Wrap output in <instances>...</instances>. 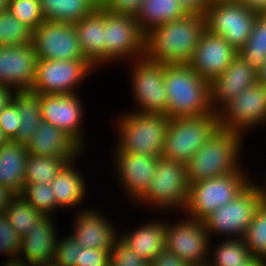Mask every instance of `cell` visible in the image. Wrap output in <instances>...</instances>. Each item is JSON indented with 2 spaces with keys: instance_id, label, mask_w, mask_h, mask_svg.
Instances as JSON below:
<instances>
[{
  "instance_id": "1",
  "label": "cell",
  "mask_w": 266,
  "mask_h": 266,
  "mask_svg": "<svg viewBox=\"0 0 266 266\" xmlns=\"http://www.w3.org/2000/svg\"><path fill=\"white\" fill-rule=\"evenodd\" d=\"M205 30V16L197 13L158 25L146 33L144 56L164 65L188 64Z\"/></svg>"
},
{
  "instance_id": "2",
  "label": "cell",
  "mask_w": 266,
  "mask_h": 266,
  "mask_svg": "<svg viewBox=\"0 0 266 266\" xmlns=\"http://www.w3.org/2000/svg\"><path fill=\"white\" fill-rule=\"evenodd\" d=\"M164 83L170 119L205 116L214 112L210 83L188 64L166 65Z\"/></svg>"
},
{
  "instance_id": "3",
  "label": "cell",
  "mask_w": 266,
  "mask_h": 266,
  "mask_svg": "<svg viewBox=\"0 0 266 266\" xmlns=\"http://www.w3.org/2000/svg\"><path fill=\"white\" fill-rule=\"evenodd\" d=\"M241 135L219 127L186 163L189 185L241 170L237 166Z\"/></svg>"
},
{
  "instance_id": "4",
  "label": "cell",
  "mask_w": 266,
  "mask_h": 266,
  "mask_svg": "<svg viewBox=\"0 0 266 266\" xmlns=\"http://www.w3.org/2000/svg\"><path fill=\"white\" fill-rule=\"evenodd\" d=\"M220 127L218 113L169 120L162 157L187 163Z\"/></svg>"
},
{
  "instance_id": "5",
  "label": "cell",
  "mask_w": 266,
  "mask_h": 266,
  "mask_svg": "<svg viewBox=\"0 0 266 266\" xmlns=\"http://www.w3.org/2000/svg\"><path fill=\"white\" fill-rule=\"evenodd\" d=\"M133 114V115H132ZM170 117L167 114L133 112L120 120L121 139L118 151L162 157L166 130Z\"/></svg>"
},
{
  "instance_id": "6",
  "label": "cell",
  "mask_w": 266,
  "mask_h": 266,
  "mask_svg": "<svg viewBox=\"0 0 266 266\" xmlns=\"http://www.w3.org/2000/svg\"><path fill=\"white\" fill-rule=\"evenodd\" d=\"M242 173L239 170L235 174H227L190 184L185 210L188 211L191 218L204 221L218 208L241 194L250 185L248 178Z\"/></svg>"
},
{
  "instance_id": "7",
  "label": "cell",
  "mask_w": 266,
  "mask_h": 266,
  "mask_svg": "<svg viewBox=\"0 0 266 266\" xmlns=\"http://www.w3.org/2000/svg\"><path fill=\"white\" fill-rule=\"evenodd\" d=\"M186 163L159 157L154 176L146 194L140 202L149 201L155 206L170 207L187 206L189 194Z\"/></svg>"
},
{
  "instance_id": "8",
  "label": "cell",
  "mask_w": 266,
  "mask_h": 266,
  "mask_svg": "<svg viewBox=\"0 0 266 266\" xmlns=\"http://www.w3.org/2000/svg\"><path fill=\"white\" fill-rule=\"evenodd\" d=\"M32 44L39 60H87L74 23L45 20L32 31Z\"/></svg>"
},
{
  "instance_id": "9",
  "label": "cell",
  "mask_w": 266,
  "mask_h": 266,
  "mask_svg": "<svg viewBox=\"0 0 266 266\" xmlns=\"http://www.w3.org/2000/svg\"><path fill=\"white\" fill-rule=\"evenodd\" d=\"M206 29L239 51L250 36L257 14L240 3L212 4L204 14Z\"/></svg>"
},
{
  "instance_id": "10",
  "label": "cell",
  "mask_w": 266,
  "mask_h": 266,
  "mask_svg": "<svg viewBox=\"0 0 266 266\" xmlns=\"http://www.w3.org/2000/svg\"><path fill=\"white\" fill-rule=\"evenodd\" d=\"M263 202L250 184L235 199L218 208L204 220L208 235L216 231L218 234L222 232L221 234L236 235L235 239L243 238L255 212Z\"/></svg>"
},
{
  "instance_id": "11",
  "label": "cell",
  "mask_w": 266,
  "mask_h": 266,
  "mask_svg": "<svg viewBox=\"0 0 266 266\" xmlns=\"http://www.w3.org/2000/svg\"><path fill=\"white\" fill-rule=\"evenodd\" d=\"M88 60H39L33 89L35 94H74L75 85L90 72ZM74 87V88H73Z\"/></svg>"
},
{
  "instance_id": "12",
  "label": "cell",
  "mask_w": 266,
  "mask_h": 266,
  "mask_svg": "<svg viewBox=\"0 0 266 266\" xmlns=\"http://www.w3.org/2000/svg\"><path fill=\"white\" fill-rule=\"evenodd\" d=\"M105 61L144 56L146 33L136 17L115 15L104 10Z\"/></svg>"
},
{
  "instance_id": "13",
  "label": "cell",
  "mask_w": 266,
  "mask_h": 266,
  "mask_svg": "<svg viewBox=\"0 0 266 266\" xmlns=\"http://www.w3.org/2000/svg\"><path fill=\"white\" fill-rule=\"evenodd\" d=\"M220 110V127L239 134L247 127L266 122V85L256 82Z\"/></svg>"
},
{
  "instance_id": "14",
  "label": "cell",
  "mask_w": 266,
  "mask_h": 266,
  "mask_svg": "<svg viewBox=\"0 0 266 266\" xmlns=\"http://www.w3.org/2000/svg\"><path fill=\"white\" fill-rule=\"evenodd\" d=\"M133 70V90L144 114H167V96L164 73L166 65L153 62L145 56L138 59Z\"/></svg>"
},
{
  "instance_id": "15",
  "label": "cell",
  "mask_w": 266,
  "mask_h": 266,
  "mask_svg": "<svg viewBox=\"0 0 266 266\" xmlns=\"http://www.w3.org/2000/svg\"><path fill=\"white\" fill-rule=\"evenodd\" d=\"M208 237L205 222L198 219L190 218L172 226L165 224L166 249L191 266L208 262Z\"/></svg>"
},
{
  "instance_id": "16",
  "label": "cell",
  "mask_w": 266,
  "mask_h": 266,
  "mask_svg": "<svg viewBox=\"0 0 266 266\" xmlns=\"http://www.w3.org/2000/svg\"><path fill=\"white\" fill-rule=\"evenodd\" d=\"M37 61L32 43L0 46V85L15 87L17 92L32 91Z\"/></svg>"
},
{
  "instance_id": "17",
  "label": "cell",
  "mask_w": 266,
  "mask_h": 266,
  "mask_svg": "<svg viewBox=\"0 0 266 266\" xmlns=\"http://www.w3.org/2000/svg\"><path fill=\"white\" fill-rule=\"evenodd\" d=\"M237 54L224 38L206 29L188 65L210 83L226 70Z\"/></svg>"
},
{
  "instance_id": "18",
  "label": "cell",
  "mask_w": 266,
  "mask_h": 266,
  "mask_svg": "<svg viewBox=\"0 0 266 266\" xmlns=\"http://www.w3.org/2000/svg\"><path fill=\"white\" fill-rule=\"evenodd\" d=\"M78 99L75 93L39 94L42 120L65 131L83 148L80 134L83 112Z\"/></svg>"
},
{
  "instance_id": "19",
  "label": "cell",
  "mask_w": 266,
  "mask_h": 266,
  "mask_svg": "<svg viewBox=\"0 0 266 266\" xmlns=\"http://www.w3.org/2000/svg\"><path fill=\"white\" fill-rule=\"evenodd\" d=\"M256 82H258V71L246 64L237 54L226 70L210 82L213 111L218 113L220 110L219 106L218 108L215 107L217 106L216 103L218 104L220 101L225 106L238 94L250 88Z\"/></svg>"
},
{
  "instance_id": "20",
  "label": "cell",
  "mask_w": 266,
  "mask_h": 266,
  "mask_svg": "<svg viewBox=\"0 0 266 266\" xmlns=\"http://www.w3.org/2000/svg\"><path fill=\"white\" fill-rule=\"evenodd\" d=\"M116 151L115 162L120 179L130 195L139 201L148 190L159 157Z\"/></svg>"
},
{
  "instance_id": "21",
  "label": "cell",
  "mask_w": 266,
  "mask_h": 266,
  "mask_svg": "<svg viewBox=\"0 0 266 266\" xmlns=\"http://www.w3.org/2000/svg\"><path fill=\"white\" fill-rule=\"evenodd\" d=\"M34 135L26 144L27 152L32 155L64 158L68 162L75 160L82 147L65 131L42 120Z\"/></svg>"
},
{
  "instance_id": "22",
  "label": "cell",
  "mask_w": 266,
  "mask_h": 266,
  "mask_svg": "<svg viewBox=\"0 0 266 266\" xmlns=\"http://www.w3.org/2000/svg\"><path fill=\"white\" fill-rule=\"evenodd\" d=\"M50 217L43 215L36 226L31 227L27 234L21 237L20 253L26 257L29 266L52 263L54 259L57 236Z\"/></svg>"
},
{
  "instance_id": "23",
  "label": "cell",
  "mask_w": 266,
  "mask_h": 266,
  "mask_svg": "<svg viewBox=\"0 0 266 266\" xmlns=\"http://www.w3.org/2000/svg\"><path fill=\"white\" fill-rule=\"evenodd\" d=\"M82 213V214H81ZM78 213L74 234L70 235L83 248L112 250L115 236L114 227L95 211Z\"/></svg>"
},
{
  "instance_id": "24",
  "label": "cell",
  "mask_w": 266,
  "mask_h": 266,
  "mask_svg": "<svg viewBox=\"0 0 266 266\" xmlns=\"http://www.w3.org/2000/svg\"><path fill=\"white\" fill-rule=\"evenodd\" d=\"M74 25L85 58L94 67L105 62L104 9L98 7Z\"/></svg>"
},
{
  "instance_id": "25",
  "label": "cell",
  "mask_w": 266,
  "mask_h": 266,
  "mask_svg": "<svg viewBox=\"0 0 266 266\" xmlns=\"http://www.w3.org/2000/svg\"><path fill=\"white\" fill-rule=\"evenodd\" d=\"M28 155L26 145L14 140L0 147V185L15 195H20L24 188Z\"/></svg>"
},
{
  "instance_id": "26",
  "label": "cell",
  "mask_w": 266,
  "mask_h": 266,
  "mask_svg": "<svg viewBox=\"0 0 266 266\" xmlns=\"http://www.w3.org/2000/svg\"><path fill=\"white\" fill-rule=\"evenodd\" d=\"M148 264L166 249L165 223H148L121 238Z\"/></svg>"
},
{
  "instance_id": "27",
  "label": "cell",
  "mask_w": 266,
  "mask_h": 266,
  "mask_svg": "<svg viewBox=\"0 0 266 266\" xmlns=\"http://www.w3.org/2000/svg\"><path fill=\"white\" fill-rule=\"evenodd\" d=\"M46 21L79 22L100 7V0H39Z\"/></svg>"
},
{
  "instance_id": "28",
  "label": "cell",
  "mask_w": 266,
  "mask_h": 266,
  "mask_svg": "<svg viewBox=\"0 0 266 266\" xmlns=\"http://www.w3.org/2000/svg\"><path fill=\"white\" fill-rule=\"evenodd\" d=\"M187 14L179 0H144L136 19L141 29L147 33L158 25L180 19Z\"/></svg>"
},
{
  "instance_id": "29",
  "label": "cell",
  "mask_w": 266,
  "mask_h": 266,
  "mask_svg": "<svg viewBox=\"0 0 266 266\" xmlns=\"http://www.w3.org/2000/svg\"><path fill=\"white\" fill-rule=\"evenodd\" d=\"M72 163L73 161L67 162L51 182L52 192L58 207H73V205L81 203L80 201L85 195V182L80 174L73 169Z\"/></svg>"
},
{
  "instance_id": "30",
  "label": "cell",
  "mask_w": 266,
  "mask_h": 266,
  "mask_svg": "<svg viewBox=\"0 0 266 266\" xmlns=\"http://www.w3.org/2000/svg\"><path fill=\"white\" fill-rule=\"evenodd\" d=\"M12 101L16 104L20 116L21 124L14 141L27 144L34 130L40 127L42 122L39 94L31 91L15 92Z\"/></svg>"
},
{
  "instance_id": "31",
  "label": "cell",
  "mask_w": 266,
  "mask_h": 266,
  "mask_svg": "<svg viewBox=\"0 0 266 266\" xmlns=\"http://www.w3.org/2000/svg\"><path fill=\"white\" fill-rule=\"evenodd\" d=\"M238 55L256 71L262 68L266 61V14H257L253 30Z\"/></svg>"
},
{
  "instance_id": "32",
  "label": "cell",
  "mask_w": 266,
  "mask_h": 266,
  "mask_svg": "<svg viewBox=\"0 0 266 266\" xmlns=\"http://www.w3.org/2000/svg\"><path fill=\"white\" fill-rule=\"evenodd\" d=\"M68 161L59 157L29 154L25 166L24 184L51 183Z\"/></svg>"
},
{
  "instance_id": "33",
  "label": "cell",
  "mask_w": 266,
  "mask_h": 266,
  "mask_svg": "<svg viewBox=\"0 0 266 266\" xmlns=\"http://www.w3.org/2000/svg\"><path fill=\"white\" fill-rule=\"evenodd\" d=\"M4 214L21 237L25 236L31 227L36 226V222L43 216L20 195L11 199Z\"/></svg>"
},
{
  "instance_id": "34",
  "label": "cell",
  "mask_w": 266,
  "mask_h": 266,
  "mask_svg": "<svg viewBox=\"0 0 266 266\" xmlns=\"http://www.w3.org/2000/svg\"><path fill=\"white\" fill-rule=\"evenodd\" d=\"M243 239L252 257L266 260V202L255 212Z\"/></svg>"
},
{
  "instance_id": "35",
  "label": "cell",
  "mask_w": 266,
  "mask_h": 266,
  "mask_svg": "<svg viewBox=\"0 0 266 266\" xmlns=\"http://www.w3.org/2000/svg\"><path fill=\"white\" fill-rule=\"evenodd\" d=\"M32 43V30L15 18L9 10L0 13V46Z\"/></svg>"
},
{
  "instance_id": "36",
  "label": "cell",
  "mask_w": 266,
  "mask_h": 266,
  "mask_svg": "<svg viewBox=\"0 0 266 266\" xmlns=\"http://www.w3.org/2000/svg\"><path fill=\"white\" fill-rule=\"evenodd\" d=\"M225 241L214 252L215 263L208 262L211 266H240L251 257L243 238L235 239L233 236Z\"/></svg>"
},
{
  "instance_id": "37",
  "label": "cell",
  "mask_w": 266,
  "mask_h": 266,
  "mask_svg": "<svg viewBox=\"0 0 266 266\" xmlns=\"http://www.w3.org/2000/svg\"><path fill=\"white\" fill-rule=\"evenodd\" d=\"M20 196L43 215L49 216L58 207L51 183L24 184Z\"/></svg>"
},
{
  "instance_id": "38",
  "label": "cell",
  "mask_w": 266,
  "mask_h": 266,
  "mask_svg": "<svg viewBox=\"0 0 266 266\" xmlns=\"http://www.w3.org/2000/svg\"><path fill=\"white\" fill-rule=\"evenodd\" d=\"M8 10L32 31L45 21L39 0H10Z\"/></svg>"
},
{
  "instance_id": "39",
  "label": "cell",
  "mask_w": 266,
  "mask_h": 266,
  "mask_svg": "<svg viewBox=\"0 0 266 266\" xmlns=\"http://www.w3.org/2000/svg\"><path fill=\"white\" fill-rule=\"evenodd\" d=\"M110 266H149V264L119 237L113 242Z\"/></svg>"
},
{
  "instance_id": "40",
  "label": "cell",
  "mask_w": 266,
  "mask_h": 266,
  "mask_svg": "<svg viewBox=\"0 0 266 266\" xmlns=\"http://www.w3.org/2000/svg\"><path fill=\"white\" fill-rule=\"evenodd\" d=\"M81 246L70 236L57 240L53 263L57 266H75L79 261Z\"/></svg>"
},
{
  "instance_id": "41",
  "label": "cell",
  "mask_w": 266,
  "mask_h": 266,
  "mask_svg": "<svg viewBox=\"0 0 266 266\" xmlns=\"http://www.w3.org/2000/svg\"><path fill=\"white\" fill-rule=\"evenodd\" d=\"M21 236L13 229L8 218L3 213L0 215V252L10 256L19 255Z\"/></svg>"
},
{
  "instance_id": "42",
  "label": "cell",
  "mask_w": 266,
  "mask_h": 266,
  "mask_svg": "<svg viewBox=\"0 0 266 266\" xmlns=\"http://www.w3.org/2000/svg\"><path fill=\"white\" fill-rule=\"evenodd\" d=\"M20 124V112L12 101L0 112V127L9 140H14L17 137Z\"/></svg>"
},
{
  "instance_id": "43",
  "label": "cell",
  "mask_w": 266,
  "mask_h": 266,
  "mask_svg": "<svg viewBox=\"0 0 266 266\" xmlns=\"http://www.w3.org/2000/svg\"><path fill=\"white\" fill-rule=\"evenodd\" d=\"M144 0H100V6L111 14L137 17Z\"/></svg>"
},
{
  "instance_id": "44",
  "label": "cell",
  "mask_w": 266,
  "mask_h": 266,
  "mask_svg": "<svg viewBox=\"0 0 266 266\" xmlns=\"http://www.w3.org/2000/svg\"><path fill=\"white\" fill-rule=\"evenodd\" d=\"M111 251L81 246L79 261L75 266H110Z\"/></svg>"
},
{
  "instance_id": "45",
  "label": "cell",
  "mask_w": 266,
  "mask_h": 266,
  "mask_svg": "<svg viewBox=\"0 0 266 266\" xmlns=\"http://www.w3.org/2000/svg\"><path fill=\"white\" fill-rule=\"evenodd\" d=\"M149 266H191L188 262L183 261L177 255L168 251L167 249L163 250L154 258Z\"/></svg>"
},
{
  "instance_id": "46",
  "label": "cell",
  "mask_w": 266,
  "mask_h": 266,
  "mask_svg": "<svg viewBox=\"0 0 266 266\" xmlns=\"http://www.w3.org/2000/svg\"><path fill=\"white\" fill-rule=\"evenodd\" d=\"M188 13L204 15L210 6L208 0H179Z\"/></svg>"
},
{
  "instance_id": "47",
  "label": "cell",
  "mask_w": 266,
  "mask_h": 266,
  "mask_svg": "<svg viewBox=\"0 0 266 266\" xmlns=\"http://www.w3.org/2000/svg\"><path fill=\"white\" fill-rule=\"evenodd\" d=\"M240 4L251 9L255 14H266V0H241Z\"/></svg>"
},
{
  "instance_id": "48",
  "label": "cell",
  "mask_w": 266,
  "mask_h": 266,
  "mask_svg": "<svg viewBox=\"0 0 266 266\" xmlns=\"http://www.w3.org/2000/svg\"><path fill=\"white\" fill-rule=\"evenodd\" d=\"M11 87L0 85V112L10 103L13 99V94Z\"/></svg>"
},
{
  "instance_id": "49",
  "label": "cell",
  "mask_w": 266,
  "mask_h": 266,
  "mask_svg": "<svg viewBox=\"0 0 266 266\" xmlns=\"http://www.w3.org/2000/svg\"><path fill=\"white\" fill-rule=\"evenodd\" d=\"M14 196L15 194L12 191L0 185V215L4 213V210Z\"/></svg>"
},
{
  "instance_id": "50",
  "label": "cell",
  "mask_w": 266,
  "mask_h": 266,
  "mask_svg": "<svg viewBox=\"0 0 266 266\" xmlns=\"http://www.w3.org/2000/svg\"><path fill=\"white\" fill-rule=\"evenodd\" d=\"M240 266H266V260L251 256L244 264H241Z\"/></svg>"
},
{
  "instance_id": "51",
  "label": "cell",
  "mask_w": 266,
  "mask_h": 266,
  "mask_svg": "<svg viewBox=\"0 0 266 266\" xmlns=\"http://www.w3.org/2000/svg\"><path fill=\"white\" fill-rule=\"evenodd\" d=\"M21 259L22 258L21 257L19 258V255H16L14 256V258L13 257L12 259L10 258V260L4 266H29L26 265V263H24L23 261H21Z\"/></svg>"
},
{
  "instance_id": "52",
  "label": "cell",
  "mask_w": 266,
  "mask_h": 266,
  "mask_svg": "<svg viewBox=\"0 0 266 266\" xmlns=\"http://www.w3.org/2000/svg\"><path fill=\"white\" fill-rule=\"evenodd\" d=\"M258 82L266 85V61L262 65V68L258 71Z\"/></svg>"
},
{
  "instance_id": "53",
  "label": "cell",
  "mask_w": 266,
  "mask_h": 266,
  "mask_svg": "<svg viewBox=\"0 0 266 266\" xmlns=\"http://www.w3.org/2000/svg\"><path fill=\"white\" fill-rule=\"evenodd\" d=\"M250 184L253 186V188L255 189V191L260 195V197L262 198V200L264 202H266V189H263L262 187H258V185L255 186L256 184L253 185L251 182H250Z\"/></svg>"
},
{
  "instance_id": "54",
  "label": "cell",
  "mask_w": 266,
  "mask_h": 266,
  "mask_svg": "<svg viewBox=\"0 0 266 266\" xmlns=\"http://www.w3.org/2000/svg\"><path fill=\"white\" fill-rule=\"evenodd\" d=\"M209 4H220V3H240L241 0H208Z\"/></svg>"
},
{
  "instance_id": "55",
  "label": "cell",
  "mask_w": 266,
  "mask_h": 266,
  "mask_svg": "<svg viewBox=\"0 0 266 266\" xmlns=\"http://www.w3.org/2000/svg\"><path fill=\"white\" fill-rule=\"evenodd\" d=\"M10 0H0V13L9 9Z\"/></svg>"
},
{
  "instance_id": "56",
  "label": "cell",
  "mask_w": 266,
  "mask_h": 266,
  "mask_svg": "<svg viewBox=\"0 0 266 266\" xmlns=\"http://www.w3.org/2000/svg\"><path fill=\"white\" fill-rule=\"evenodd\" d=\"M9 141V139L7 138V136L4 134L2 128L0 127V147L3 144H6Z\"/></svg>"
},
{
  "instance_id": "57",
  "label": "cell",
  "mask_w": 266,
  "mask_h": 266,
  "mask_svg": "<svg viewBox=\"0 0 266 266\" xmlns=\"http://www.w3.org/2000/svg\"><path fill=\"white\" fill-rule=\"evenodd\" d=\"M33 266H57V265L52 262V263H45V264H39V265H33Z\"/></svg>"
},
{
  "instance_id": "58",
  "label": "cell",
  "mask_w": 266,
  "mask_h": 266,
  "mask_svg": "<svg viewBox=\"0 0 266 266\" xmlns=\"http://www.w3.org/2000/svg\"><path fill=\"white\" fill-rule=\"evenodd\" d=\"M192 266H211V265L209 263H205V264L192 265Z\"/></svg>"
}]
</instances>
